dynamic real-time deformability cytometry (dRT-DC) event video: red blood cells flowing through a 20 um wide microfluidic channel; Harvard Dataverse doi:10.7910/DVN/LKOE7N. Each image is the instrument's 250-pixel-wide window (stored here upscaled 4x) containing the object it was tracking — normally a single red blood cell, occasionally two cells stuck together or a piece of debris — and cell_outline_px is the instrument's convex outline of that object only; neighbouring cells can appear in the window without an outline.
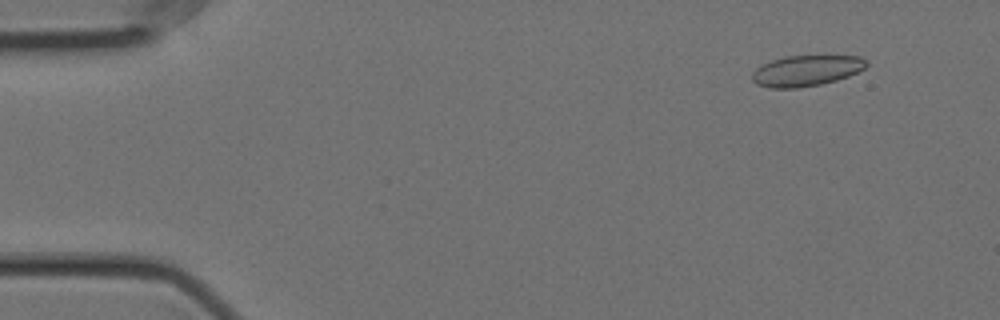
{"species": "Egyptian fruit bat (a non-hibernating species)", "species_latin": "Rousettus aegyptiacus", "temperature_condition": "cold", "stored_images_in_passage": 53, "camera_frame_rate_fps": 3000, "um_per_image_px": 0.085, "animal": {"sex": "female"}, "frame": {"image": 1, "passage_image": 5, "time_ms": 1.333, "image_size_px": [1000, 320], "cell_outline_px": [[868, 64], [864, 68], [848, 76], [836, 80], [820, 84], [796, 88], [768, 88], [756, 84], [752, 80], [752, 72], [760, 64], [784, 56], [860, 56], [868, 60]], "centroid_in_image_um": [68.5, 6.0], "position_along_channel_um": 16.5, "area_um2": 20.58}}
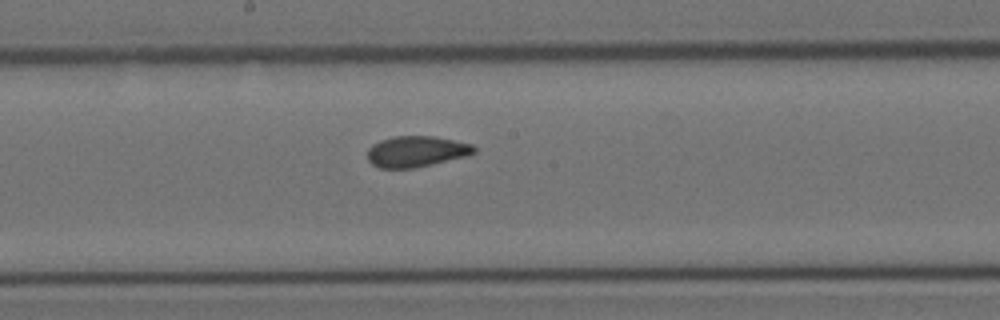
{"frame": {"image": 2, "passage_image": 30, "time_ms": 9.667, "image_size_px": [1000, 320], "cell_outline_px": [[476, 152], [468, 156], [416, 168], [380, 168], [372, 164], [368, 160], [368, 148], [372, 144], [380, 140], [392, 136], [432, 136], [472, 144], [476, 148]], "centroid_in_image_um": [35.39, 12.88], "position_along_channel_um": 212.8, "area_um2": 19.36}}
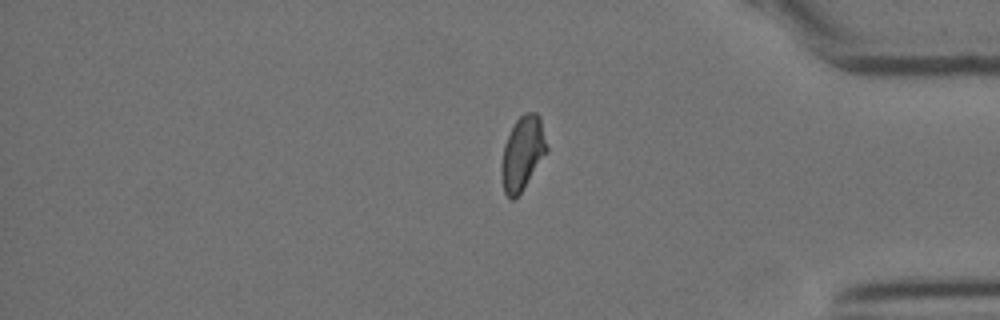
{"frame": {"image": 3, "passage_image": 47, "time_ms": 15.333, "image_size_px": [1000, 320], "cell_outline_px": [[548, 152], [520, 192], [512, 200], [504, 192], [500, 172], [500, 168], [504, 144], [516, 120], [524, 112], [536, 112], [540, 116], [548, 148]], "centroid_in_image_um": [44.42, 13.0], "position_along_channel_um": 390.8, "area_um2": 19.42}, "authors_computed_cell_mechanics": {"area_um2": 19.941, "velocity_mm_per_s": 3.5384, "shape_relaxation_time_tau1_ms": null, "shape_relaxation_time_tau2_ms": 1.6391, "deformation_change_tau1": null, "deformation_change_tau2": 0.0547}}